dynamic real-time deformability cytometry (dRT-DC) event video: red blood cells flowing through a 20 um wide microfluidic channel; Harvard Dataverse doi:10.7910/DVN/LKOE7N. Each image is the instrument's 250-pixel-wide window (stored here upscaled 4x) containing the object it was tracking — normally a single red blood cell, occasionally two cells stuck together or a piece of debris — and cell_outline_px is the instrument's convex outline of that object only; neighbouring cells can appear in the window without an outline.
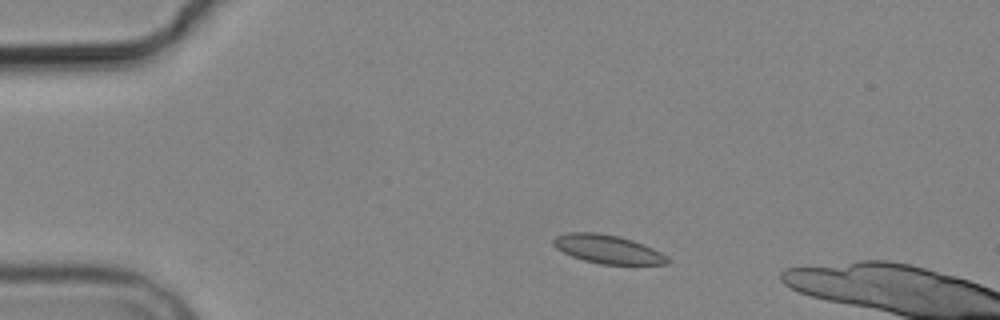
{"species": "common noctule bat (a hibernating species)", "species_latin": "Nyctalus noctula", "temperature_condition": "cold", "stored_images_in_passage": 4, "camera_frame_rate_fps": 3000, "um_per_image_px": 0.085, "animal": {"sex": "male", "body_mass_g": 19.2, "forearm_length_mm": 51.8}, "frame": {"image": 1, "passage_image": 2, "time_ms": 1.333, "image_size_px": [1000, 320], "cell_outline_px": [[672, 260], [668, 264], [600, 264], [584, 260], [572, 256], [556, 248], [552, 244], [552, 240], [556, 236], [568, 232], [596, 232], [620, 236], [632, 240], [652, 248], [668, 256]], "centroid_in_image_um": [51.66, 21.17], "position_along_channel_um": 33.3, "area_um2": 19.02}}